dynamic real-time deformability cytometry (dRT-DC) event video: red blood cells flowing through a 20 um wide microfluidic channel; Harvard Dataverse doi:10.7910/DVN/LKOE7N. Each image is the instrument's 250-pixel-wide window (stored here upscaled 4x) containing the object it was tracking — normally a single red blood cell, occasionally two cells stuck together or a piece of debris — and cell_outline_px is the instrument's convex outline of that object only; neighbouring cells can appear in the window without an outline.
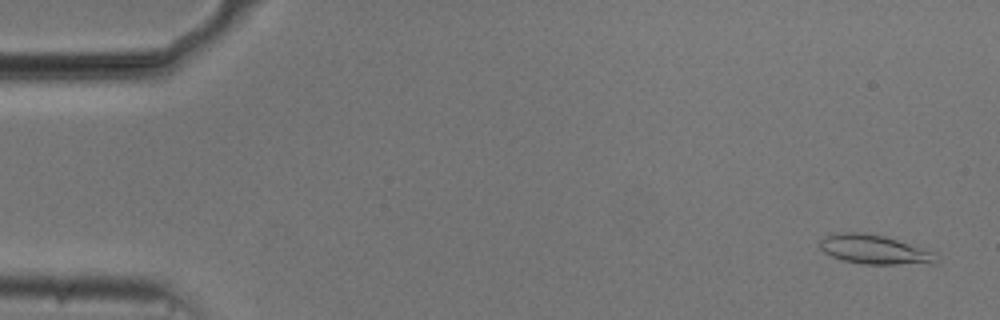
{"species": "common noctule bat (a hibernating species)", "species_latin": "Nyctalus noctula", "temperature_condition": "cold", "stored_images_in_passage": 54, "camera_frame_rate_fps": 3000, "um_per_image_px": 0.085, "animal": {"sex": "male", "body_mass_g": 20.5, "forearm_length_mm": 52.5}, "frame": {"image": 1, "passage_image": 2, "time_ms": 0.333, "image_size_px": [1000, 320], "cell_outline_px": [[936, 264], [864, 264], [840, 260], [824, 252], [820, 248], [820, 240], [824, 236], [836, 232], [864, 232], [884, 236], [936, 252]], "centroid_in_image_um": [74.31, 21.21], "position_along_channel_um": 10.7, "area_um2": 20.0}}
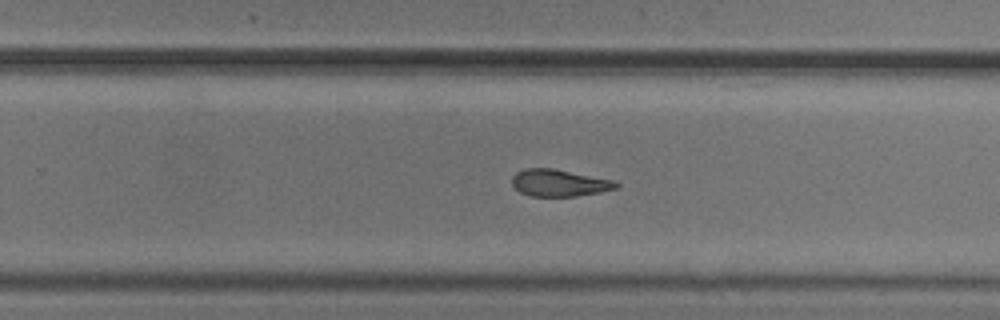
{"frame": {"image": 2, "passage_image": 34, "time_ms": 11.0, "image_size_px": [1000, 320], "cell_outline_px": [[620, 184], [616, 188], [600, 192], [576, 196], [532, 196], [520, 192], [512, 184], [512, 176], [516, 172], [524, 168], [552, 168], [612, 180]], "centroid_in_image_um": [47.5, 15.54], "position_along_channel_um": 282.3, "area_um2": 16.18}}
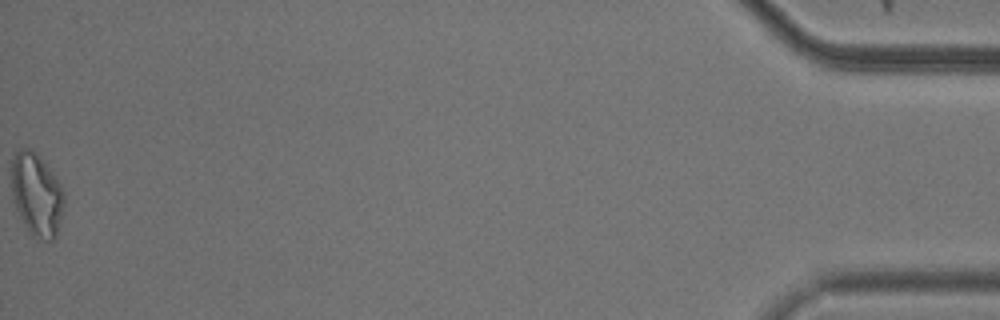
{"frame": {"image": 3, "passage_image": 54, "time_ms": 17.667, "image_size_px": [1000, 320], "cell_outline_px": [[64, 204], [56, 236], [52, 240], [44, 240], [32, 236], [28, 232], [16, 208], [12, 196], [12, 156], [16, 148], [28, 148], [36, 152], [52, 172], [60, 184], [64, 192]], "centroid_in_image_um": [3.1, 16.52], "position_along_channel_um": 432.1, "area_um2": 25.43}, "authors_computed_cell_mechanics": {"area_um2": 17.8024, "velocity_mm_per_s": 3.7373, "shape_relaxation_time_tau1_ms": 7.3406, "shape_relaxation_time_tau2_ms": 4.9709, "deformation_change_tau1": 0.1669, "deformation_change_tau2": 0.1355}}